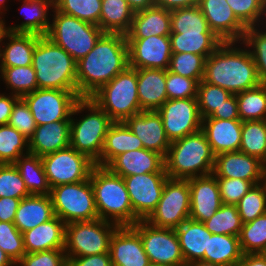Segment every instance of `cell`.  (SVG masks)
<instances>
[{
  "instance_id": "6da1fadb",
  "label": "cell",
  "mask_w": 266,
  "mask_h": 266,
  "mask_svg": "<svg viewBox=\"0 0 266 266\" xmlns=\"http://www.w3.org/2000/svg\"><path fill=\"white\" fill-rule=\"evenodd\" d=\"M129 66L126 35L103 33L94 48L76 64L77 93L90 98Z\"/></svg>"
},
{
  "instance_id": "7a4b0ae2",
  "label": "cell",
  "mask_w": 266,
  "mask_h": 266,
  "mask_svg": "<svg viewBox=\"0 0 266 266\" xmlns=\"http://www.w3.org/2000/svg\"><path fill=\"white\" fill-rule=\"evenodd\" d=\"M235 42H223L205 61L203 80L237 94L261 84L249 49L233 47Z\"/></svg>"
},
{
  "instance_id": "3957f363",
  "label": "cell",
  "mask_w": 266,
  "mask_h": 266,
  "mask_svg": "<svg viewBox=\"0 0 266 266\" xmlns=\"http://www.w3.org/2000/svg\"><path fill=\"white\" fill-rule=\"evenodd\" d=\"M89 178L99 219L115 223L119 227L133 226L139 221L133 212L123 177L105 166L95 165Z\"/></svg>"
},
{
  "instance_id": "277c9868",
  "label": "cell",
  "mask_w": 266,
  "mask_h": 266,
  "mask_svg": "<svg viewBox=\"0 0 266 266\" xmlns=\"http://www.w3.org/2000/svg\"><path fill=\"white\" fill-rule=\"evenodd\" d=\"M165 171L171 179L213 174L215 155L202 130L171 142L164 158Z\"/></svg>"
},
{
  "instance_id": "5b68a950",
  "label": "cell",
  "mask_w": 266,
  "mask_h": 266,
  "mask_svg": "<svg viewBox=\"0 0 266 266\" xmlns=\"http://www.w3.org/2000/svg\"><path fill=\"white\" fill-rule=\"evenodd\" d=\"M76 64L69 53L48 37L38 38L32 58L38 89H60L77 93Z\"/></svg>"
},
{
  "instance_id": "8992f818",
  "label": "cell",
  "mask_w": 266,
  "mask_h": 266,
  "mask_svg": "<svg viewBox=\"0 0 266 266\" xmlns=\"http://www.w3.org/2000/svg\"><path fill=\"white\" fill-rule=\"evenodd\" d=\"M85 109L90 113L75 122L72 115ZM113 122L91 98H81L71 114L70 146L96 162L101 157L105 136Z\"/></svg>"
},
{
  "instance_id": "52a82bcc",
  "label": "cell",
  "mask_w": 266,
  "mask_h": 266,
  "mask_svg": "<svg viewBox=\"0 0 266 266\" xmlns=\"http://www.w3.org/2000/svg\"><path fill=\"white\" fill-rule=\"evenodd\" d=\"M114 122L142 112L137 92V69L127 67L90 97Z\"/></svg>"
},
{
  "instance_id": "ba28073f",
  "label": "cell",
  "mask_w": 266,
  "mask_h": 266,
  "mask_svg": "<svg viewBox=\"0 0 266 266\" xmlns=\"http://www.w3.org/2000/svg\"><path fill=\"white\" fill-rule=\"evenodd\" d=\"M53 13V22H50L46 37L69 53L76 62L94 48L104 33L99 26L63 14L55 8Z\"/></svg>"
},
{
  "instance_id": "9c48e42d",
  "label": "cell",
  "mask_w": 266,
  "mask_h": 266,
  "mask_svg": "<svg viewBox=\"0 0 266 266\" xmlns=\"http://www.w3.org/2000/svg\"><path fill=\"white\" fill-rule=\"evenodd\" d=\"M118 227L102 219L65 224L64 252L67 260L108 253L111 237Z\"/></svg>"
},
{
  "instance_id": "30bf717a",
  "label": "cell",
  "mask_w": 266,
  "mask_h": 266,
  "mask_svg": "<svg viewBox=\"0 0 266 266\" xmlns=\"http://www.w3.org/2000/svg\"><path fill=\"white\" fill-rule=\"evenodd\" d=\"M50 197L54 214L65 224L99 219L90 178L53 187Z\"/></svg>"
},
{
  "instance_id": "8fae6325",
  "label": "cell",
  "mask_w": 266,
  "mask_h": 266,
  "mask_svg": "<svg viewBox=\"0 0 266 266\" xmlns=\"http://www.w3.org/2000/svg\"><path fill=\"white\" fill-rule=\"evenodd\" d=\"M190 216L188 180L168 178L155 210L145 220L158 228H178Z\"/></svg>"
},
{
  "instance_id": "7c38bea8",
  "label": "cell",
  "mask_w": 266,
  "mask_h": 266,
  "mask_svg": "<svg viewBox=\"0 0 266 266\" xmlns=\"http://www.w3.org/2000/svg\"><path fill=\"white\" fill-rule=\"evenodd\" d=\"M131 227L140 235L151 264L186 265L175 229L158 228L145 220H139Z\"/></svg>"
},
{
  "instance_id": "4fadbf2b",
  "label": "cell",
  "mask_w": 266,
  "mask_h": 266,
  "mask_svg": "<svg viewBox=\"0 0 266 266\" xmlns=\"http://www.w3.org/2000/svg\"><path fill=\"white\" fill-rule=\"evenodd\" d=\"M51 188L89 179L95 166L87 155L71 146L41 157Z\"/></svg>"
},
{
  "instance_id": "5bb4252c",
  "label": "cell",
  "mask_w": 266,
  "mask_h": 266,
  "mask_svg": "<svg viewBox=\"0 0 266 266\" xmlns=\"http://www.w3.org/2000/svg\"><path fill=\"white\" fill-rule=\"evenodd\" d=\"M36 125L71 120L75 104L81 99L78 93L60 89H36L23 96Z\"/></svg>"
},
{
  "instance_id": "9a60e30c",
  "label": "cell",
  "mask_w": 266,
  "mask_h": 266,
  "mask_svg": "<svg viewBox=\"0 0 266 266\" xmlns=\"http://www.w3.org/2000/svg\"><path fill=\"white\" fill-rule=\"evenodd\" d=\"M157 112L170 142L201 130L197 98L168 99Z\"/></svg>"
},
{
  "instance_id": "2e32d148",
  "label": "cell",
  "mask_w": 266,
  "mask_h": 266,
  "mask_svg": "<svg viewBox=\"0 0 266 266\" xmlns=\"http://www.w3.org/2000/svg\"><path fill=\"white\" fill-rule=\"evenodd\" d=\"M168 178L166 172L123 177L133 212L139 220H146L155 210Z\"/></svg>"
},
{
  "instance_id": "e0dca14e",
  "label": "cell",
  "mask_w": 266,
  "mask_h": 266,
  "mask_svg": "<svg viewBox=\"0 0 266 266\" xmlns=\"http://www.w3.org/2000/svg\"><path fill=\"white\" fill-rule=\"evenodd\" d=\"M129 67L168 70L172 56L170 36L127 38Z\"/></svg>"
},
{
  "instance_id": "ac0fdd59",
  "label": "cell",
  "mask_w": 266,
  "mask_h": 266,
  "mask_svg": "<svg viewBox=\"0 0 266 266\" xmlns=\"http://www.w3.org/2000/svg\"><path fill=\"white\" fill-rule=\"evenodd\" d=\"M198 6L210 30L223 42L241 41L247 27L236 17L226 0H199Z\"/></svg>"
},
{
  "instance_id": "d6986e66",
  "label": "cell",
  "mask_w": 266,
  "mask_h": 266,
  "mask_svg": "<svg viewBox=\"0 0 266 266\" xmlns=\"http://www.w3.org/2000/svg\"><path fill=\"white\" fill-rule=\"evenodd\" d=\"M213 174L216 177L243 179L250 181L253 185L266 180L264 163L241 151L216 155Z\"/></svg>"
},
{
  "instance_id": "ffe728a7",
  "label": "cell",
  "mask_w": 266,
  "mask_h": 266,
  "mask_svg": "<svg viewBox=\"0 0 266 266\" xmlns=\"http://www.w3.org/2000/svg\"><path fill=\"white\" fill-rule=\"evenodd\" d=\"M190 188L189 219L204 222L223 205L214 174L188 179Z\"/></svg>"
},
{
  "instance_id": "44dd1931",
  "label": "cell",
  "mask_w": 266,
  "mask_h": 266,
  "mask_svg": "<svg viewBox=\"0 0 266 266\" xmlns=\"http://www.w3.org/2000/svg\"><path fill=\"white\" fill-rule=\"evenodd\" d=\"M109 253L113 266H149L140 235L131 226L118 227L110 240Z\"/></svg>"
},
{
  "instance_id": "7402d4cb",
  "label": "cell",
  "mask_w": 266,
  "mask_h": 266,
  "mask_svg": "<svg viewBox=\"0 0 266 266\" xmlns=\"http://www.w3.org/2000/svg\"><path fill=\"white\" fill-rule=\"evenodd\" d=\"M124 122L142 141L143 148L166 157L171 142L166 136L162 118L157 111H142Z\"/></svg>"
},
{
  "instance_id": "603a6c76",
  "label": "cell",
  "mask_w": 266,
  "mask_h": 266,
  "mask_svg": "<svg viewBox=\"0 0 266 266\" xmlns=\"http://www.w3.org/2000/svg\"><path fill=\"white\" fill-rule=\"evenodd\" d=\"M106 167L121 177L166 172L164 157L145 148L122 153L116 156Z\"/></svg>"
},
{
  "instance_id": "cb8c5ba5",
  "label": "cell",
  "mask_w": 266,
  "mask_h": 266,
  "mask_svg": "<svg viewBox=\"0 0 266 266\" xmlns=\"http://www.w3.org/2000/svg\"><path fill=\"white\" fill-rule=\"evenodd\" d=\"M242 124L240 119H202L201 130L205 133L215 156L225 152L239 151Z\"/></svg>"
},
{
  "instance_id": "d4e9b609",
  "label": "cell",
  "mask_w": 266,
  "mask_h": 266,
  "mask_svg": "<svg viewBox=\"0 0 266 266\" xmlns=\"http://www.w3.org/2000/svg\"><path fill=\"white\" fill-rule=\"evenodd\" d=\"M70 146V120L37 125L29 138V153L43 157Z\"/></svg>"
},
{
  "instance_id": "484cf974",
  "label": "cell",
  "mask_w": 266,
  "mask_h": 266,
  "mask_svg": "<svg viewBox=\"0 0 266 266\" xmlns=\"http://www.w3.org/2000/svg\"><path fill=\"white\" fill-rule=\"evenodd\" d=\"M22 234L26 253L65 248V223L56 215Z\"/></svg>"
},
{
  "instance_id": "4316f807",
  "label": "cell",
  "mask_w": 266,
  "mask_h": 266,
  "mask_svg": "<svg viewBox=\"0 0 266 266\" xmlns=\"http://www.w3.org/2000/svg\"><path fill=\"white\" fill-rule=\"evenodd\" d=\"M137 92L142 111H157L168 100L166 70L137 69Z\"/></svg>"
},
{
  "instance_id": "83f0119b",
  "label": "cell",
  "mask_w": 266,
  "mask_h": 266,
  "mask_svg": "<svg viewBox=\"0 0 266 266\" xmlns=\"http://www.w3.org/2000/svg\"><path fill=\"white\" fill-rule=\"evenodd\" d=\"M170 34L171 11L154 5L134 12L126 38H148L149 36H170Z\"/></svg>"
},
{
  "instance_id": "f1b7e54d",
  "label": "cell",
  "mask_w": 266,
  "mask_h": 266,
  "mask_svg": "<svg viewBox=\"0 0 266 266\" xmlns=\"http://www.w3.org/2000/svg\"><path fill=\"white\" fill-rule=\"evenodd\" d=\"M55 216L50 195H30L21 199L14 224L23 233Z\"/></svg>"
},
{
  "instance_id": "f546056e",
  "label": "cell",
  "mask_w": 266,
  "mask_h": 266,
  "mask_svg": "<svg viewBox=\"0 0 266 266\" xmlns=\"http://www.w3.org/2000/svg\"><path fill=\"white\" fill-rule=\"evenodd\" d=\"M142 148V141L125 122H113L105 136L101 157L95 165L106 167L116 156Z\"/></svg>"
},
{
  "instance_id": "4dcf8cb0",
  "label": "cell",
  "mask_w": 266,
  "mask_h": 266,
  "mask_svg": "<svg viewBox=\"0 0 266 266\" xmlns=\"http://www.w3.org/2000/svg\"><path fill=\"white\" fill-rule=\"evenodd\" d=\"M175 231L185 264L201 260L207 251L208 237H211L204 223L187 219Z\"/></svg>"
},
{
  "instance_id": "1f68e13d",
  "label": "cell",
  "mask_w": 266,
  "mask_h": 266,
  "mask_svg": "<svg viewBox=\"0 0 266 266\" xmlns=\"http://www.w3.org/2000/svg\"><path fill=\"white\" fill-rule=\"evenodd\" d=\"M40 35L8 32L9 43L0 47V68L32 65L33 51Z\"/></svg>"
},
{
  "instance_id": "d6a6232c",
  "label": "cell",
  "mask_w": 266,
  "mask_h": 266,
  "mask_svg": "<svg viewBox=\"0 0 266 266\" xmlns=\"http://www.w3.org/2000/svg\"><path fill=\"white\" fill-rule=\"evenodd\" d=\"M242 256L238 236L211 234L208 237L207 251L201 260L222 266H237Z\"/></svg>"
},
{
  "instance_id": "836d02e7",
  "label": "cell",
  "mask_w": 266,
  "mask_h": 266,
  "mask_svg": "<svg viewBox=\"0 0 266 266\" xmlns=\"http://www.w3.org/2000/svg\"><path fill=\"white\" fill-rule=\"evenodd\" d=\"M134 11L126 0H102L98 26L104 33L126 35L132 24Z\"/></svg>"
},
{
  "instance_id": "e575fe53",
  "label": "cell",
  "mask_w": 266,
  "mask_h": 266,
  "mask_svg": "<svg viewBox=\"0 0 266 266\" xmlns=\"http://www.w3.org/2000/svg\"><path fill=\"white\" fill-rule=\"evenodd\" d=\"M30 195H50L51 187L41 157L28 153L14 163Z\"/></svg>"
},
{
  "instance_id": "d590c367",
  "label": "cell",
  "mask_w": 266,
  "mask_h": 266,
  "mask_svg": "<svg viewBox=\"0 0 266 266\" xmlns=\"http://www.w3.org/2000/svg\"><path fill=\"white\" fill-rule=\"evenodd\" d=\"M172 53H194L210 56L223 41L214 33H171Z\"/></svg>"
},
{
  "instance_id": "8d00e7d4",
  "label": "cell",
  "mask_w": 266,
  "mask_h": 266,
  "mask_svg": "<svg viewBox=\"0 0 266 266\" xmlns=\"http://www.w3.org/2000/svg\"><path fill=\"white\" fill-rule=\"evenodd\" d=\"M49 7L54 8V0H23L22 8L25 9L26 15L24 14V16H27V20L20 25L8 27V30L13 33H32L46 36L50 28L47 15Z\"/></svg>"
},
{
  "instance_id": "74e56055",
  "label": "cell",
  "mask_w": 266,
  "mask_h": 266,
  "mask_svg": "<svg viewBox=\"0 0 266 266\" xmlns=\"http://www.w3.org/2000/svg\"><path fill=\"white\" fill-rule=\"evenodd\" d=\"M239 151L258 158L266 168V120L243 121Z\"/></svg>"
},
{
  "instance_id": "f35d334b",
  "label": "cell",
  "mask_w": 266,
  "mask_h": 266,
  "mask_svg": "<svg viewBox=\"0 0 266 266\" xmlns=\"http://www.w3.org/2000/svg\"><path fill=\"white\" fill-rule=\"evenodd\" d=\"M236 98L242 122L266 120V84L237 93Z\"/></svg>"
},
{
  "instance_id": "ab89813d",
  "label": "cell",
  "mask_w": 266,
  "mask_h": 266,
  "mask_svg": "<svg viewBox=\"0 0 266 266\" xmlns=\"http://www.w3.org/2000/svg\"><path fill=\"white\" fill-rule=\"evenodd\" d=\"M171 33H213L198 5L171 11Z\"/></svg>"
},
{
  "instance_id": "60d3db41",
  "label": "cell",
  "mask_w": 266,
  "mask_h": 266,
  "mask_svg": "<svg viewBox=\"0 0 266 266\" xmlns=\"http://www.w3.org/2000/svg\"><path fill=\"white\" fill-rule=\"evenodd\" d=\"M28 153L29 139L9 124L0 125V164H14L20 156Z\"/></svg>"
},
{
  "instance_id": "b9f144b4",
  "label": "cell",
  "mask_w": 266,
  "mask_h": 266,
  "mask_svg": "<svg viewBox=\"0 0 266 266\" xmlns=\"http://www.w3.org/2000/svg\"><path fill=\"white\" fill-rule=\"evenodd\" d=\"M239 241L243 254L266 253V213L242 225Z\"/></svg>"
},
{
  "instance_id": "7bdbcfd3",
  "label": "cell",
  "mask_w": 266,
  "mask_h": 266,
  "mask_svg": "<svg viewBox=\"0 0 266 266\" xmlns=\"http://www.w3.org/2000/svg\"><path fill=\"white\" fill-rule=\"evenodd\" d=\"M203 223L211 234L235 235L238 237L243 225L237 205L225 204Z\"/></svg>"
},
{
  "instance_id": "ee69618b",
  "label": "cell",
  "mask_w": 266,
  "mask_h": 266,
  "mask_svg": "<svg viewBox=\"0 0 266 266\" xmlns=\"http://www.w3.org/2000/svg\"><path fill=\"white\" fill-rule=\"evenodd\" d=\"M0 76L11 88L12 94L22 98L38 89L35 70L30 66L0 68Z\"/></svg>"
},
{
  "instance_id": "f6af8a7d",
  "label": "cell",
  "mask_w": 266,
  "mask_h": 266,
  "mask_svg": "<svg viewBox=\"0 0 266 266\" xmlns=\"http://www.w3.org/2000/svg\"><path fill=\"white\" fill-rule=\"evenodd\" d=\"M101 5L102 0H54V8L57 11L97 26Z\"/></svg>"
},
{
  "instance_id": "bcb514c9",
  "label": "cell",
  "mask_w": 266,
  "mask_h": 266,
  "mask_svg": "<svg viewBox=\"0 0 266 266\" xmlns=\"http://www.w3.org/2000/svg\"><path fill=\"white\" fill-rule=\"evenodd\" d=\"M243 224L253 221L266 213V180L253 185L237 204Z\"/></svg>"
},
{
  "instance_id": "7dc6e473",
  "label": "cell",
  "mask_w": 266,
  "mask_h": 266,
  "mask_svg": "<svg viewBox=\"0 0 266 266\" xmlns=\"http://www.w3.org/2000/svg\"><path fill=\"white\" fill-rule=\"evenodd\" d=\"M206 58L194 53H172L168 70L183 77L203 80Z\"/></svg>"
},
{
  "instance_id": "c3c4849f",
  "label": "cell",
  "mask_w": 266,
  "mask_h": 266,
  "mask_svg": "<svg viewBox=\"0 0 266 266\" xmlns=\"http://www.w3.org/2000/svg\"><path fill=\"white\" fill-rule=\"evenodd\" d=\"M241 41L246 47L253 48L249 52L255 62L257 75L260 82L266 84V31H259L255 26L247 27Z\"/></svg>"
},
{
  "instance_id": "681fc988",
  "label": "cell",
  "mask_w": 266,
  "mask_h": 266,
  "mask_svg": "<svg viewBox=\"0 0 266 266\" xmlns=\"http://www.w3.org/2000/svg\"><path fill=\"white\" fill-rule=\"evenodd\" d=\"M232 94L216 85L209 84L204 80L198 83L197 101L201 119L209 117L216 108H220L224 101Z\"/></svg>"
},
{
  "instance_id": "f907efd6",
  "label": "cell",
  "mask_w": 266,
  "mask_h": 266,
  "mask_svg": "<svg viewBox=\"0 0 266 266\" xmlns=\"http://www.w3.org/2000/svg\"><path fill=\"white\" fill-rule=\"evenodd\" d=\"M30 196L23 179L14 164H0V198L24 199Z\"/></svg>"
},
{
  "instance_id": "816d5d0a",
  "label": "cell",
  "mask_w": 266,
  "mask_h": 266,
  "mask_svg": "<svg viewBox=\"0 0 266 266\" xmlns=\"http://www.w3.org/2000/svg\"><path fill=\"white\" fill-rule=\"evenodd\" d=\"M0 248L15 263L25 254L23 234L14 223L0 221Z\"/></svg>"
},
{
  "instance_id": "f5cc1de1",
  "label": "cell",
  "mask_w": 266,
  "mask_h": 266,
  "mask_svg": "<svg viewBox=\"0 0 266 266\" xmlns=\"http://www.w3.org/2000/svg\"><path fill=\"white\" fill-rule=\"evenodd\" d=\"M236 17L246 26H256L264 16L263 0H226ZM261 17V18H260Z\"/></svg>"
},
{
  "instance_id": "db71d44e",
  "label": "cell",
  "mask_w": 266,
  "mask_h": 266,
  "mask_svg": "<svg viewBox=\"0 0 266 266\" xmlns=\"http://www.w3.org/2000/svg\"><path fill=\"white\" fill-rule=\"evenodd\" d=\"M168 99L197 98L198 82L166 70Z\"/></svg>"
},
{
  "instance_id": "11a10c76",
  "label": "cell",
  "mask_w": 266,
  "mask_h": 266,
  "mask_svg": "<svg viewBox=\"0 0 266 266\" xmlns=\"http://www.w3.org/2000/svg\"><path fill=\"white\" fill-rule=\"evenodd\" d=\"M222 203L225 205H237L240 199L253 186L250 181L237 178L216 177Z\"/></svg>"
},
{
  "instance_id": "9f6ffc18",
  "label": "cell",
  "mask_w": 266,
  "mask_h": 266,
  "mask_svg": "<svg viewBox=\"0 0 266 266\" xmlns=\"http://www.w3.org/2000/svg\"><path fill=\"white\" fill-rule=\"evenodd\" d=\"M8 124L27 139H29L35 132L37 125L28 105L22 98H19L13 105Z\"/></svg>"
},
{
  "instance_id": "6f0895ef",
  "label": "cell",
  "mask_w": 266,
  "mask_h": 266,
  "mask_svg": "<svg viewBox=\"0 0 266 266\" xmlns=\"http://www.w3.org/2000/svg\"><path fill=\"white\" fill-rule=\"evenodd\" d=\"M18 266H68L64 250H48L26 253L17 263Z\"/></svg>"
},
{
  "instance_id": "680465c9",
  "label": "cell",
  "mask_w": 266,
  "mask_h": 266,
  "mask_svg": "<svg viewBox=\"0 0 266 266\" xmlns=\"http://www.w3.org/2000/svg\"><path fill=\"white\" fill-rule=\"evenodd\" d=\"M206 118H216L222 120L240 119L236 94H232L224 101V104L220 108H216V110Z\"/></svg>"
},
{
  "instance_id": "91938a15",
  "label": "cell",
  "mask_w": 266,
  "mask_h": 266,
  "mask_svg": "<svg viewBox=\"0 0 266 266\" xmlns=\"http://www.w3.org/2000/svg\"><path fill=\"white\" fill-rule=\"evenodd\" d=\"M68 266H113L110 253L74 257L68 261Z\"/></svg>"
},
{
  "instance_id": "94428289",
  "label": "cell",
  "mask_w": 266,
  "mask_h": 266,
  "mask_svg": "<svg viewBox=\"0 0 266 266\" xmlns=\"http://www.w3.org/2000/svg\"><path fill=\"white\" fill-rule=\"evenodd\" d=\"M21 199L12 197L0 198V221L13 223Z\"/></svg>"
},
{
  "instance_id": "6125c7cd",
  "label": "cell",
  "mask_w": 266,
  "mask_h": 266,
  "mask_svg": "<svg viewBox=\"0 0 266 266\" xmlns=\"http://www.w3.org/2000/svg\"><path fill=\"white\" fill-rule=\"evenodd\" d=\"M19 99L11 93L10 96L0 94V125H6L9 123L13 105Z\"/></svg>"
},
{
  "instance_id": "be15d7a7",
  "label": "cell",
  "mask_w": 266,
  "mask_h": 266,
  "mask_svg": "<svg viewBox=\"0 0 266 266\" xmlns=\"http://www.w3.org/2000/svg\"><path fill=\"white\" fill-rule=\"evenodd\" d=\"M199 0H155V5L172 11L198 5Z\"/></svg>"
},
{
  "instance_id": "e7e4bbea",
  "label": "cell",
  "mask_w": 266,
  "mask_h": 266,
  "mask_svg": "<svg viewBox=\"0 0 266 266\" xmlns=\"http://www.w3.org/2000/svg\"><path fill=\"white\" fill-rule=\"evenodd\" d=\"M237 266H266V253L243 254Z\"/></svg>"
},
{
  "instance_id": "03108f58",
  "label": "cell",
  "mask_w": 266,
  "mask_h": 266,
  "mask_svg": "<svg viewBox=\"0 0 266 266\" xmlns=\"http://www.w3.org/2000/svg\"><path fill=\"white\" fill-rule=\"evenodd\" d=\"M129 7L134 11L144 10L155 5V0H126Z\"/></svg>"
},
{
  "instance_id": "003e7915",
  "label": "cell",
  "mask_w": 266,
  "mask_h": 266,
  "mask_svg": "<svg viewBox=\"0 0 266 266\" xmlns=\"http://www.w3.org/2000/svg\"><path fill=\"white\" fill-rule=\"evenodd\" d=\"M16 263L0 248V266H15Z\"/></svg>"
},
{
  "instance_id": "a7ac6f4b",
  "label": "cell",
  "mask_w": 266,
  "mask_h": 266,
  "mask_svg": "<svg viewBox=\"0 0 266 266\" xmlns=\"http://www.w3.org/2000/svg\"><path fill=\"white\" fill-rule=\"evenodd\" d=\"M1 13H3V11L0 12V14ZM8 32H9L8 27H6L4 20L0 17V43L3 42L5 36Z\"/></svg>"
},
{
  "instance_id": "89a4df30",
  "label": "cell",
  "mask_w": 266,
  "mask_h": 266,
  "mask_svg": "<svg viewBox=\"0 0 266 266\" xmlns=\"http://www.w3.org/2000/svg\"><path fill=\"white\" fill-rule=\"evenodd\" d=\"M187 265L188 266H222V265H218V264H214V263H210V262H205L202 260L190 262Z\"/></svg>"
},
{
  "instance_id": "2644e50d",
  "label": "cell",
  "mask_w": 266,
  "mask_h": 266,
  "mask_svg": "<svg viewBox=\"0 0 266 266\" xmlns=\"http://www.w3.org/2000/svg\"><path fill=\"white\" fill-rule=\"evenodd\" d=\"M4 2H5V0H0V11L2 10V9H4V10H6L4 7ZM3 5V6H2ZM3 7V8H2Z\"/></svg>"
},
{
  "instance_id": "8c879c8a",
  "label": "cell",
  "mask_w": 266,
  "mask_h": 266,
  "mask_svg": "<svg viewBox=\"0 0 266 266\" xmlns=\"http://www.w3.org/2000/svg\"><path fill=\"white\" fill-rule=\"evenodd\" d=\"M263 6L266 8V0H263Z\"/></svg>"
},
{
  "instance_id": "753ad0ef",
  "label": "cell",
  "mask_w": 266,
  "mask_h": 266,
  "mask_svg": "<svg viewBox=\"0 0 266 266\" xmlns=\"http://www.w3.org/2000/svg\"><path fill=\"white\" fill-rule=\"evenodd\" d=\"M149 266H161V265L150 264Z\"/></svg>"
}]
</instances>
